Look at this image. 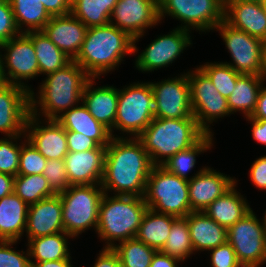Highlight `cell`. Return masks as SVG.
<instances>
[{
  "label": "cell",
  "instance_id": "obj_6",
  "mask_svg": "<svg viewBox=\"0 0 266 267\" xmlns=\"http://www.w3.org/2000/svg\"><path fill=\"white\" fill-rule=\"evenodd\" d=\"M153 118L154 96L148 80H135L119 88L114 128L110 131L112 137L137 138Z\"/></svg>",
  "mask_w": 266,
  "mask_h": 267
},
{
  "label": "cell",
  "instance_id": "obj_13",
  "mask_svg": "<svg viewBox=\"0 0 266 267\" xmlns=\"http://www.w3.org/2000/svg\"><path fill=\"white\" fill-rule=\"evenodd\" d=\"M0 65L6 83L19 85L29 92V83L39 79V65L32 40L25 34L10 39L0 46Z\"/></svg>",
  "mask_w": 266,
  "mask_h": 267
},
{
  "label": "cell",
  "instance_id": "obj_53",
  "mask_svg": "<svg viewBox=\"0 0 266 267\" xmlns=\"http://www.w3.org/2000/svg\"><path fill=\"white\" fill-rule=\"evenodd\" d=\"M14 192V177L0 173V199Z\"/></svg>",
  "mask_w": 266,
  "mask_h": 267
},
{
  "label": "cell",
  "instance_id": "obj_38",
  "mask_svg": "<svg viewBox=\"0 0 266 267\" xmlns=\"http://www.w3.org/2000/svg\"><path fill=\"white\" fill-rule=\"evenodd\" d=\"M112 249L117 253L122 267H149L157 251L136 238L119 242Z\"/></svg>",
  "mask_w": 266,
  "mask_h": 267
},
{
  "label": "cell",
  "instance_id": "obj_55",
  "mask_svg": "<svg viewBox=\"0 0 266 267\" xmlns=\"http://www.w3.org/2000/svg\"><path fill=\"white\" fill-rule=\"evenodd\" d=\"M6 84H7V83H6V80H5V78H4L3 71H2V69H1V65H0V89H1L2 87H4Z\"/></svg>",
  "mask_w": 266,
  "mask_h": 267
},
{
  "label": "cell",
  "instance_id": "obj_1",
  "mask_svg": "<svg viewBox=\"0 0 266 267\" xmlns=\"http://www.w3.org/2000/svg\"><path fill=\"white\" fill-rule=\"evenodd\" d=\"M153 167L150 156L138 138L112 137L106 146L101 182L104 193L144 197Z\"/></svg>",
  "mask_w": 266,
  "mask_h": 267
},
{
  "label": "cell",
  "instance_id": "obj_46",
  "mask_svg": "<svg viewBox=\"0 0 266 267\" xmlns=\"http://www.w3.org/2000/svg\"><path fill=\"white\" fill-rule=\"evenodd\" d=\"M248 177L254 188L266 191V155L255 158L248 169Z\"/></svg>",
  "mask_w": 266,
  "mask_h": 267
},
{
  "label": "cell",
  "instance_id": "obj_22",
  "mask_svg": "<svg viewBox=\"0 0 266 267\" xmlns=\"http://www.w3.org/2000/svg\"><path fill=\"white\" fill-rule=\"evenodd\" d=\"M106 146L83 152H68L64 158L70 185L101 184Z\"/></svg>",
  "mask_w": 266,
  "mask_h": 267
},
{
  "label": "cell",
  "instance_id": "obj_26",
  "mask_svg": "<svg viewBox=\"0 0 266 267\" xmlns=\"http://www.w3.org/2000/svg\"><path fill=\"white\" fill-rule=\"evenodd\" d=\"M239 181L237 178V183L230 190L204 210L209 218L227 229L253 209L250 205L251 201L248 202L245 194L239 189L238 184H241Z\"/></svg>",
  "mask_w": 266,
  "mask_h": 267
},
{
  "label": "cell",
  "instance_id": "obj_3",
  "mask_svg": "<svg viewBox=\"0 0 266 267\" xmlns=\"http://www.w3.org/2000/svg\"><path fill=\"white\" fill-rule=\"evenodd\" d=\"M134 39L115 25L89 27L74 61L91 78L106 77L134 56Z\"/></svg>",
  "mask_w": 266,
  "mask_h": 267
},
{
  "label": "cell",
  "instance_id": "obj_58",
  "mask_svg": "<svg viewBox=\"0 0 266 267\" xmlns=\"http://www.w3.org/2000/svg\"><path fill=\"white\" fill-rule=\"evenodd\" d=\"M223 1H242V0H223ZM244 1H257V2H264V0H244Z\"/></svg>",
  "mask_w": 266,
  "mask_h": 267
},
{
  "label": "cell",
  "instance_id": "obj_29",
  "mask_svg": "<svg viewBox=\"0 0 266 267\" xmlns=\"http://www.w3.org/2000/svg\"><path fill=\"white\" fill-rule=\"evenodd\" d=\"M215 135L216 134L206 133L196 144L186 150L179 151L176 155H173L169 160H167L162 166L169 172L179 176L182 179L188 181L191 180L194 176L202 172L207 167L205 164L204 166H199L200 168L197 167L198 170H195L196 164L198 163L197 159L200 157L199 155H204L206 152L210 153L212 152L210 150L215 148Z\"/></svg>",
  "mask_w": 266,
  "mask_h": 267
},
{
  "label": "cell",
  "instance_id": "obj_27",
  "mask_svg": "<svg viewBox=\"0 0 266 267\" xmlns=\"http://www.w3.org/2000/svg\"><path fill=\"white\" fill-rule=\"evenodd\" d=\"M56 120L65 131L82 133L99 146H107L112 139L110 130L98 122L82 102L64 112Z\"/></svg>",
  "mask_w": 266,
  "mask_h": 267
},
{
  "label": "cell",
  "instance_id": "obj_42",
  "mask_svg": "<svg viewBox=\"0 0 266 267\" xmlns=\"http://www.w3.org/2000/svg\"><path fill=\"white\" fill-rule=\"evenodd\" d=\"M20 243L0 240V267H32L26 244V249L17 250Z\"/></svg>",
  "mask_w": 266,
  "mask_h": 267
},
{
  "label": "cell",
  "instance_id": "obj_34",
  "mask_svg": "<svg viewBox=\"0 0 266 267\" xmlns=\"http://www.w3.org/2000/svg\"><path fill=\"white\" fill-rule=\"evenodd\" d=\"M20 33L42 31L51 16L39 0H9Z\"/></svg>",
  "mask_w": 266,
  "mask_h": 267
},
{
  "label": "cell",
  "instance_id": "obj_39",
  "mask_svg": "<svg viewBox=\"0 0 266 267\" xmlns=\"http://www.w3.org/2000/svg\"><path fill=\"white\" fill-rule=\"evenodd\" d=\"M197 66L209 77L222 96L228 98L233 93L241 74L234 71L230 65L219 60L204 62Z\"/></svg>",
  "mask_w": 266,
  "mask_h": 267
},
{
  "label": "cell",
  "instance_id": "obj_44",
  "mask_svg": "<svg viewBox=\"0 0 266 267\" xmlns=\"http://www.w3.org/2000/svg\"><path fill=\"white\" fill-rule=\"evenodd\" d=\"M209 267H242L239 263L233 247L228 241L206 252Z\"/></svg>",
  "mask_w": 266,
  "mask_h": 267
},
{
  "label": "cell",
  "instance_id": "obj_56",
  "mask_svg": "<svg viewBox=\"0 0 266 267\" xmlns=\"http://www.w3.org/2000/svg\"><path fill=\"white\" fill-rule=\"evenodd\" d=\"M262 214H263L262 218L260 217V219H261L262 225L265 228V232H266V209H265L264 213H262Z\"/></svg>",
  "mask_w": 266,
  "mask_h": 267
},
{
  "label": "cell",
  "instance_id": "obj_8",
  "mask_svg": "<svg viewBox=\"0 0 266 267\" xmlns=\"http://www.w3.org/2000/svg\"><path fill=\"white\" fill-rule=\"evenodd\" d=\"M146 205L155 212L185 218L191 213L188 180L154 166L147 179L144 195Z\"/></svg>",
  "mask_w": 266,
  "mask_h": 267
},
{
  "label": "cell",
  "instance_id": "obj_15",
  "mask_svg": "<svg viewBox=\"0 0 266 267\" xmlns=\"http://www.w3.org/2000/svg\"><path fill=\"white\" fill-rule=\"evenodd\" d=\"M176 75V76H175ZM154 96V117L183 119L194 117L186 70L158 81L149 80Z\"/></svg>",
  "mask_w": 266,
  "mask_h": 267
},
{
  "label": "cell",
  "instance_id": "obj_31",
  "mask_svg": "<svg viewBox=\"0 0 266 267\" xmlns=\"http://www.w3.org/2000/svg\"><path fill=\"white\" fill-rule=\"evenodd\" d=\"M71 240H75L66 232H59L52 235L32 238L24 241L30 262H43L67 259L72 255Z\"/></svg>",
  "mask_w": 266,
  "mask_h": 267
},
{
  "label": "cell",
  "instance_id": "obj_51",
  "mask_svg": "<svg viewBox=\"0 0 266 267\" xmlns=\"http://www.w3.org/2000/svg\"><path fill=\"white\" fill-rule=\"evenodd\" d=\"M181 263L179 259L166 255L158 250L153 255L149 267H179V265L181 267Z\"/></svg>",
  "mask_w": 266,
  "mask_h": 267
},
{
  "label": "cell",
  "instance_id": "obj_18",
  "mask_svg": "<svg viewBox=\"0 0 266 267\" xmlns=\"http://www.w3.org/2000/svg\"><path fill=\"white\" fill-rule=\"evenodd\" d=\"M24 134L47 160L64 159L69 152L66 131L57 120L40 119L29 114Z\"/></svg>",
  "mask_w": 266,
  "mask_h": 267
},
{
  "label": "cell",
  "instance_id": "obj_21",
  "mask_svg": "<svg viewBox=\"0 0 266 267\" xmlns=\"http://www.w3.org/2000/svg\"><path fill=\"white\" fill-rule=\"evenodd\" d=\"M101 78H90L82 93V103L89 113L110 131L114 128L119 87L114 84H102ZM98 85V86H97Z\"/></svg>",
  "mask_w": 266,
  "mask_h": 267
},
{
  "label": "cell",
  "instance_id": "obj_47",
  "mask_svg": "<svg viewBox=\"0 0 266 267\" xmlns=\"http://www.w3.org/2000/svg\"><path fill=\"white\" fill-rule=\"evenodd\" d=\"M66 139L69 152H83L99 146L93 139L79 132L66 131Z\"/></svg>",
  "mask_w": 266,
  "mask_h": 267
},
{
  "label": "cell",
  "instance_id": "obj_54",
  "mask_svg": "<svg viewBox=\"0 0 266 267\" xmlns=\"http://www.w3.org/2000/svg\"><path fill=\"white\" fill-rule=\"evenodd\" d=\"M73 256L71 255L67 259L63 260H53V261H43V262H31L32 267H74L73 265Z\"/></svg>",
  "mask_w": 266,
  "mask_h": 267
},
{
  "label": "cell",
  "instance_id": "obj_37",
  "mask_svg": "<svg viewBox=\"0 0 266 267\" xmlns=\"http://www.w3.org/2000/svg\"><path fill=\"white\" fill-rule=\"evenodd\" d=\"M14 193L28 206L56 195L50 188L48 180L42 174L15 176Z\"/></svg>",
  "mask_w": 266,
  "mask_h": 267
},
{
  "label": "cell",
  "instance_id": "obj_25",
  "mask_svg": "<svg viewBox=\"0 0 266 267\" xmlns=\"http://www.w3.org/2000/svg\"><path fill=\"white\" fill-rule=\"evenodd\" d=\"M187 220L195 254L206 253L227 242V228L209 218L204 211L191 212Z\"/></svg>",
  "mask_w": 266,
  "mask_h": 267
},
{
  "label": "cell",
  "instance_id": "obj_4",
  "mask_svg": "<svg viewBox=\"0 0 266 267\" xmlns=\"http://www.w3.org/2000/svg\"><path fill=\"white\" fill-rule=\"evenodd\" d=\"M147 209L144 197L104 193L96 229L102 248L135 238Z\"/></svg>",
  "mask_w": 266,
  "mask_h": 267
},
{
  "label": "cell",
  "instance_id": "obj_32",
  "mask_svg": "<svg viewBox=\"0 0 266 267\" xmlns=\"http://www.w3.org/2000/svg\"><path fill=\"white\" fill-rule=\"evenodd\" d=\"M177 219L172 215L147 209L136 234V239L146 245L161 250L165 245L173 222Z\"/></svg>",
  "mask_w": 266,
  "mask_h": 267
},
{
  "label": "cell",
  "instance_id": "obj_48",
  "mask_svg": "<svg viewBox=\"0 0 266 267\" xmlns=\"http://www.w3.org/2000/svg\"><path fill=\"white\" fill-rule=\"evenodd\" d=\"M93 265L89 267H122L117 253L112 248H101Z\"/></svg>",
  "mask_w": 266,
  "mask_h": 267
},
{
  "label": "cell",
  "instance_id": "obj_41",
  "mask_svg": "<svg viewBox=\"0 0 266 267\" xmlns=\"http://www.w3.org/2000/svg\"><path fill=\"white\" fill-rule=\"evenodd\" d=\"M47 159L21 135V152L19 159L18 175L42 174Z\"/></svg>",
  "mask_w": 266,
  "mask_h": 267
},
{
  "label": "cell",
  "instance_id": "obj_28",
  "mask_svg": "<svg viewBox=\"0 0 266 267\" xmlns=\"http://www.w3.org/2000/svg\"><path fill=\"white\" fill-rule=\"evenodd\" d=\"M28 207L14 192L0 199V240L24 239Z\"/></svg>",
  "mask_w": 266,
  "mask_h": 267
},
{
  "label": "cell",
  "instance_id": "obj_20",
  "mask_svg": "<svg viewBox=\"0 0 266 267\" xmlns=\"http://www.w3.org/2000/svg\"><path fill=\"white\" fill-rule=\"evenodd\" d=\"M65 232L62 222V203L59 194L28 207L25 240Z\"/></svg>",
  "mask_w": 266,
  "mask_h": 267
},
{
  "label": "cell",
  "instance_id": "obj_24",
  "mask_svg": "<svg viewBox=\"0 0 266 267\" xmlns=\"http://www.w3.org/2000/svg\"><path fill=\"white\" fill-rule=\"evenodd\" d=\"M87 29L79 19L69 13L51 17L42 31L54 45L74 60L80 52Z\"/></svg>",
  "mask_w": 266,
  "mask_h": 267
},
{
  "label": "cell",
  "instance_id": "obj_2",
  "mask_svg": "<svg viewBox=\"0 0 266 267\" xmlns=\"http://www.w3.org/2000/svg\"><path fill=\"white\" fill-rule=\"evenodd\" d=\"M90 78L74 60L47 74L38 82L39 86L30 91V114L40 119L56 120L82 102V93Z\"/></svg>",
  "mask_w": 266,
  "mask_h": 267
},
{
  "label": "cell",
  "instance_id": "obj_9",
  "mask_svg": "<svg viewBox=\"0 0 266 267\" xmlns=\"http://www.w3.org/2000/svg\"><path fill=\"white\" fill-rule=\"evenodd\" d=\"M159 15L162 25L165 18H171L179 21L175 27L205 35L224 20V3L223 0H159Z\"/></svg>",
  "mask_w": 266,
  "mask_h": 267
},
{
  "label": "cell",
  "instance_id": "obj_45",
  "mask_svg": "<svg viewBox=\"0 0 266 267\" xmlns=\"http://www.w3.org/2000/svg\"><path fill=\"white\" fill-rule=\"evenodd\" d=\"M19 34L9 0H0V46Z\"/></svg>",
  "mask_w": 266,
  "mask_h": 267
},
{
  "label": "cell",
  "instance_id": "obj_16",
  "mask_svg": "<svg viewBox=\"0 0 266 267\" xmlns=\"http://www.w3.org/2000/svg\"><path fill=\"white\" fill-rule=\"evenodd\" d=\"M110 24L127 32L134 39V44H138L148 35L150 28L161 25L159 0H118Z\"/></svg>",
  "mask_w": 266,
  "mask_h": 267
},
{
  "label": "cell",
  "instance_id": "obj_49",
  "mask_svg": "<svg viewBox=\"0 0 266 267\" xmlns=\"http://www.w3.org/2000/svg\"><path fill=\"white\" fill-rule=\"evenodd\" d=\"M245 121L251 124V137L257 145L266 146V120L253 119L252 117H245Z\"/></svg>",
  "mask_w": 266,
  "mask_h": 267
},
{
  "label": "cell",
  "instance_id": "obj_19",
  "mask_svg": "<svg viewBox=\"0 0 266 267\" xmlns=\"http://www.w3.org/2000/svg\"><path fill=\"white\" fill-rule=\"evenodd\" d=\"M237 183L235 176L225 174L211 165L188 181L192 212L204 211L214 200L224 195Z\"/></svg>",
  "mask_w": 266,
  "mask_h": 267
},
{
  "label": "cell",
  "instance_id": "obj_30",
  "mask_svg": "<svg viewBox=\"0 0 266 267\" xmlns=\"http://www.w3.org/2000/svg\"><path fill=\"white\" fill-rule=\"evenodd\" d=\"M265 81V76L241 74L238 77L233 93L227 98L232 116L235 114H242L243 118L252 116L260 89Z\"/></svg>",
  "mask_w": 266,
  "mask_h": 267
},
{
  "label": "cell",
  "instance_id": "obj_7",
  "mask_svg": "<svg viewBox=\"0 0 266 267\" xmlns=\"http://www.w3.org/2000/svg\"><path fill=\"white\" fill-rule=\"evenodd\" d=\"M59 195L65 232L75 240L89 230L96 234L99 206L104 195L101 184L70 185Z\"/></svg>",
  "mask_w": 266,
  "mask_h": 267
},
{
  "label": "cell",
  "instance_id": "obj_33",
  "mask_svg": "<svg viewBox=\"0 0 266 267\" xmlns=\"http://www.w3.org/2000/svg\"><path fill=\"white\" fill-rule=\"evenodd\" d=\"M25 34L34 44L39 65V78L64 68L72 61V59L51 42L43 31H30Z\"/></svg>",
  "mask_w": 266,
  "mask_h": 267
},
{
  "label": "cell",
  "instance_id": "obj_50",
  "mask_svg": "<svg viewBox=\"0 0 266 267\" xmlns=\"http://www.w3.org/2000/svg\"><path fill=\"white\" fill-rule=\"evenodd\" d=\"M51 17L67 15L71 11V0H39Z\"/></svg>",
  "mask_w": 266,
  "mask_h": 267
},
{
  "label": "cell",
  "instance_id": "obj_14",
  "mask_svg": "<svg viewBox=\"0 0 266 267\" xmlns=\"http://www.w3.org/2000/svg\"><path fill=\"white\" fill-rule=\"evenodd\" d=\"M252 209L227 229V241L242 267L266 264V232L260 217Z\"/></svg>",
  "mask_w": 266,
  "mask_h": 267
},
{
  "label": "cell",
  "instance_id": "obj_43",
  "mask_svg": "<svg viewBox=\"0 0 266 267\" xmlns=\"http://www.w3.org/2000/svg\"><path fill=\"white\" fill-rule=\"evenodd\" d=\"M42 175L48 180L50 188L56 194L65 191L70 186L64 159L48 160Z\"/></svg>",
  "mask_w": 266,
  "mask_h": 267
},
{
  "label": "cell",
  "instance_id": "obj_11",
  "mask_svg": "<svg viewBox=\"0 0 266 267\" xmlns=\"http://www.w3.org/2000/svg\"><path fill=\"white\" fill-rule=\"evenodd\" d=\"M186 73L190 85L193 116L206 133L214 134L212 126L232 115L227 98L218 92L209 77L197 65L186 69Z\"/></svg>",
  "mask_w": 266,
  "mask_h": 267
},
{
  "label": "cell",
  "instance_id": "obj_52",
  "mask_svg": "<svg viewBox=\"0 0 266 267\" xmlns=\"http://www.w3.org/2000/svg\"><path fill=\"white\" fill-rule=\"evenodd\" d=\"M251 117L266 120V81L260 89L256 109Z\"/></svg>",
  "mask_w": 266,
  "mask_h": 267
},
{
  "label": "cell",
  "instance_id": "obj_57",
  "mask_svg": "<svg viewBox=\"0 0 266 267\" xmlns=\"http://www.w3.org/2000/svg\"><path fill=\"white\" fill-rule=\"evenodd\" d=\"M264 72L266 77V41H264Z\"/></svg>",
  "mask_w": 266,
  "mask_h": 267
},
{
  "label": "cell",
  "instance_id": "obj_36",
  "mask_svg": "<svg viewBox=\"0 0 266 267\" xmlns=\"http://www.w3.org/2000/svg\"><path fill=\"white\" fill-rule=\"evenodd\" d=\"M160 251L179 259L182 264L196 256L190 238L189 226L185 218H177L173 222L168 239Z\"/></svg>",
  "mask_w": 266,
  "mask_h": 267
},
{
  "label": "cell",
  "instance_id": "obj_40",
  "mask_svg": "<svg viewBox=\"0 0 266 267\" xmlns=\"http://www.w3.org/2000/svg\"><path fill=\"white\" fill-rule=\"evenodd\" d=\"M0 137V173L15 177L19 170L21 135Z\"/></svg>",
  "mask_w": 266,
  "mask_h": 267
},
{
  "label": "cell",
  "instance_id": "obj_10",
  "mask_svg": "<svg viewBox=\"0 0 266 267\" xmlns=\"http://www.w3.org/2000/svg\"><path fill=\"white\" fill-rule=\"evenodd\" d=\"M193 32L178 27H173L166 34L160 33L144 49L134 44V68L142 74L171 67L194 44ZM141 50V51H140ZM138 53V54H137ZM182 54V55H181ZM173 63V64H172ZM171 65V66H170Z\"/></svg>",
  "mask_w": 266,
  "mask_h": 267
},
{
  "label": "cell",
  "instance_id": "obj_17",
  "mask_svg": "<svg viewBox=\"0 0 266 267\" xmlns=\"http://www.w3.org/2000/svg\"><path fill=\"white\" fill-rule=\"evenodd\" d=\"M30 114V92L7 83L0 89V133L3 137L25 135Z\"/></svg>",
  "mask_w": 266,
  "mask_h": 267
},
{
  "label": "cell",
  "instance_id": "obj_5",
  "mask_svg": "<svg viewBox=\"0 0 266 267\" xmlns=\"http://www.w3.org/2000/svg\"><path fill=\"white\" fill-rule=\"evenodd\" d=\"M206 132L194 117L183 119L153 118L137 137L150 156L154 166H162L179 151L196 144Z\"/></svg>",
  "mask_w": 266,
  "mask_h": 267
},
{
  "label": "cell",
  "instance_id": "obj_23",
  "mask_svg": "<svg viewBox=\"0 0 266 267\" xmlns=\"http://www.w3.org/2000/svg\"><path fill=\"white\" fill-rule=\"evenodd\" d=\"M224 21L249 35L266 41V6L257 1H223Z\"/></svg>",
  "mask_w": 266,
  "mask_h": 267
},
{
  "label": "cell",
  "instance_id": "obj_12",
  "mask_svg": "<svg viewBox=\"0 0 266 267\" xmlns=\"http://www.w3.org/2000/svg\"><path fill=\"white\" fill-rule=\"evenodd\" d=\"M218 32L230 60L223 61L240 74L265 76L264 41L248 33L233 28L224 20L214 28Z\"/></svg>",
  "mask_w": 266,
  "mask_h": 267
},
{
  "label": "cell",
  "instance_id": "obj_35",
  "mask_svg": "<svg viewBox=\"0 0 266 267\" xmlns=\"http://www.w3.org/2000/svg\"><path fill=\"white\" fill-rule=\"evenodd\" d=\"M118 0H71L70 13L87 28L104 26L110 23V17Z\"/></svg>",
  "mask_w": 266,
  "mask_h": 267
}]
</instances>
